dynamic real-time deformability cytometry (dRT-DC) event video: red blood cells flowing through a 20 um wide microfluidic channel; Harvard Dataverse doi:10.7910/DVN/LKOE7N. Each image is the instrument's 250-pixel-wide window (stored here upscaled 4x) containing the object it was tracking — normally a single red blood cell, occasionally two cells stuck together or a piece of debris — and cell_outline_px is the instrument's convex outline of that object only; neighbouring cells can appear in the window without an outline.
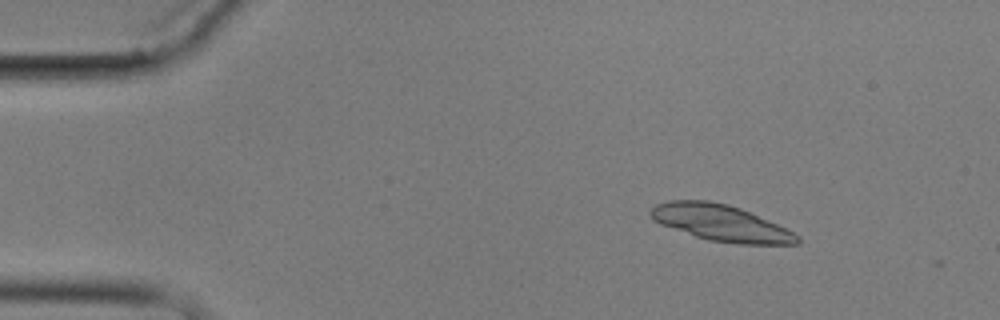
{"species": "common noctule bat (a hibernating species)", "species_latin": "Nyctalus noctula", "temperature_condition": "cold", "stored_images_in_passage": 4, "camera_frame_rate_fps": 3000, "um_per_image_px": 0.085, "animal": {"sex": "male", "body_mass_g": 17.9}, "frame": {"image": 1, "passage_image": 2, "time_ms": 2.0, "image_size_px": [1000, 320], "cell_outline_px": [[800, 244], [740, 244], [708, 240], [660, 224], [652, 220], [648, 212], [656, 204], [668, 200], [708, 200], [728, 204], [740, 208], [776, 224], [800, 236]], "centroid_in_image_um": [61.23, 18.94], "position_along_channel_um": 23.8, "area_um2": 30.81}}